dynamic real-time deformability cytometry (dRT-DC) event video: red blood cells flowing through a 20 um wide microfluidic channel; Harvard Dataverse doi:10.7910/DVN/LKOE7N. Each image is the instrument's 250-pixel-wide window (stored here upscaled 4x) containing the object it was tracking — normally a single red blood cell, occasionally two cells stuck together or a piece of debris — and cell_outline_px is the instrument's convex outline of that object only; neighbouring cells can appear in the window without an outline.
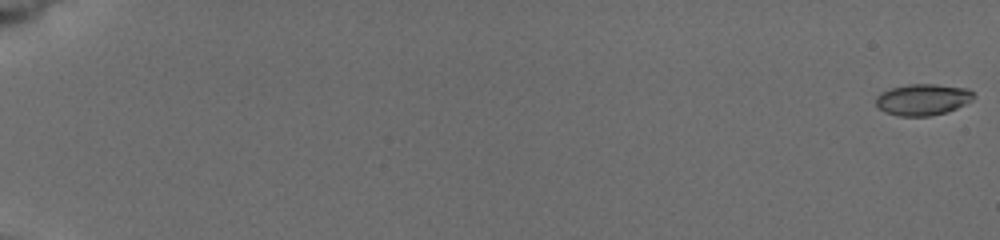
{"species": "common noctule bat (a hibernating species)", "species_latin": "Nyctalus noctula", "temperature_condition": "cold", "stored_images_in_passage": 13, "camera_frame_rate_fps": 3000, "um_per_image_px": 0.085, "animal": {"sex": "female", "body_mass_g": 19.5, "forearm_length_mm": 54.1}, "frame": {"image": 1, "passage_image": 1, "time_ms": 0.0, "image_size_px": [1000, 240], "cell_outline_px": [[976, 96], [972, 100], [948, 112], [928, 116], [900, 116], [884, 112], [876, 104], [876, 96], [880, 92], [892, 88], [908, 84], [936, 84], [968, 88]], "centroid_in_image_um": [78.44, 8.46], "position_along_channel_um": 6.6, "area_um2": 17.92}}
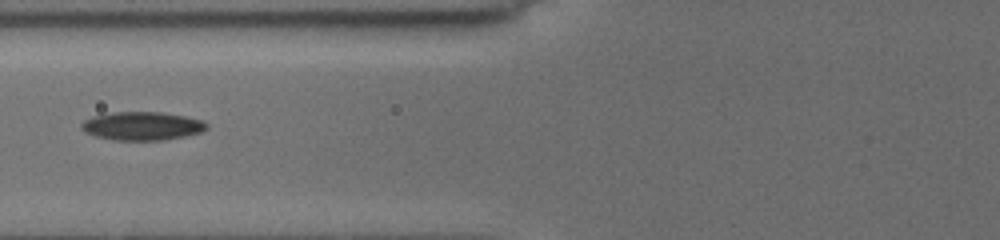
{"frame": {"image": 2, "passage_image": 8, "time_ms": 8.333, "image_size_px": [1000, 240], "cell_outline_px": [[208, 128], [200, 132], [184, 136], [164, 140], [112, 140], [96, 136], [84, 132], [80, 128], [80, 124], [84, 120], [92, 116], [112, 112], [160, 112], [184, 116], [200, 120], [208, 124]], "centroid_in_image_um": [12.03, 10.71], "position_along_channel_um": 113.8, "area_um2": 20.75}}
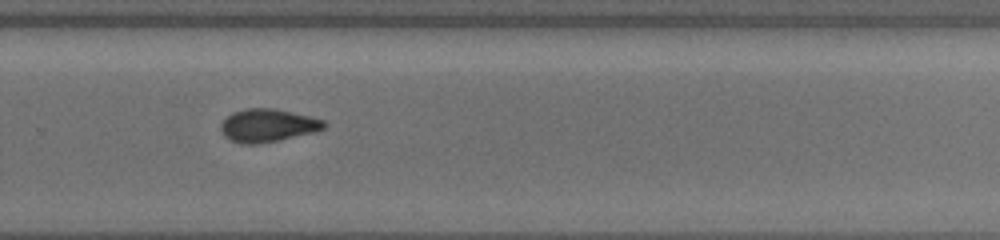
{"frame": {"image": 3, "passage_image": 13, "time_ms": 13.333, "image_size_px": [1000, 240], "cell_outline_px": [[324, 128], [312, 132], [260, 144], [240, 144], [224, 136], [220, 128], [220, 124], [232, 112], [244, 108], [276, 108], [324, 120]], "centroid_in_image_um": [22.7, 10.65], "position_along_channel_um": 307.1, "area_um2": 19.65}}